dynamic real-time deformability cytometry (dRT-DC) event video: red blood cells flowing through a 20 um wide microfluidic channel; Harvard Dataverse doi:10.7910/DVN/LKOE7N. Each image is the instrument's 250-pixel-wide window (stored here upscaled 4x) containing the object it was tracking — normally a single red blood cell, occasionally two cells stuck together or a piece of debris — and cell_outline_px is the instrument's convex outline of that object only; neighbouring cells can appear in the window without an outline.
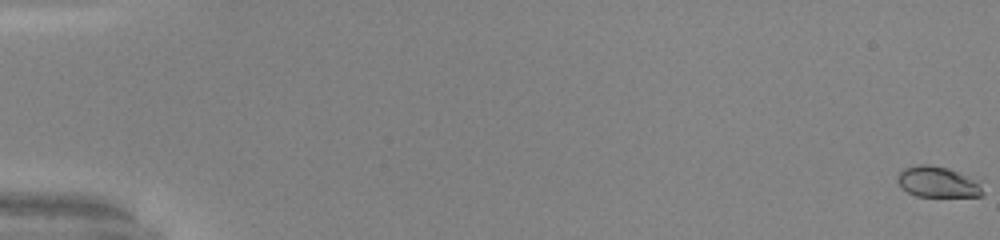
{"species": "common noctule bat (a hibernating species)", "species_latin": "Nyctalus noctula", "temperature_condition": "warm", "stored_images_in_passage": 53, "camera_frame_rate_fps": 3000, "um_per_image_px": 0.085, "animal": {"sex": "male", "body_mass_g": 20.0, "forearm_length_mm": 53.3}, "frame": {"image": 1, "passage_image": 1, "time_ms": 0.0, "image_size_px": [1000, 240], "cell_outline_px": [[984, 196], [916, 196], [900, 188], [896, 180], [896, 176], [904, 168], [916, 164], [928, 164], [948, 168], [984, 180]], "centroid_in_image_um": [79.78, 15.46], "position_along_channel_um": 5.2, "area_um2": 16.01}}
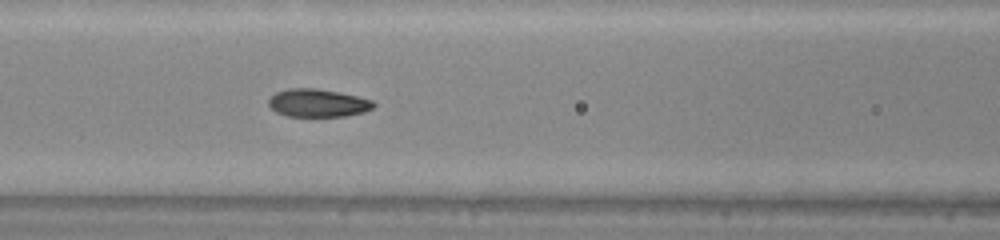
{"frame": {"image": 2, "passage_image": 25, "time_ms": 8.0, "image_size_px": [1000, 240], "cell_outline_px": [[376, 104], [372, 108], [364, 112], [344, 116], [288, 116], [276, 112], [268, 104], [268, 100], [276, 92], [288, 88], [316, 88], [340, 92], [372, 100]], "centroid_in_image_um": [27.01, 8.75], "position_along_channel_um": 139.6, "area_um2": 17.05}}
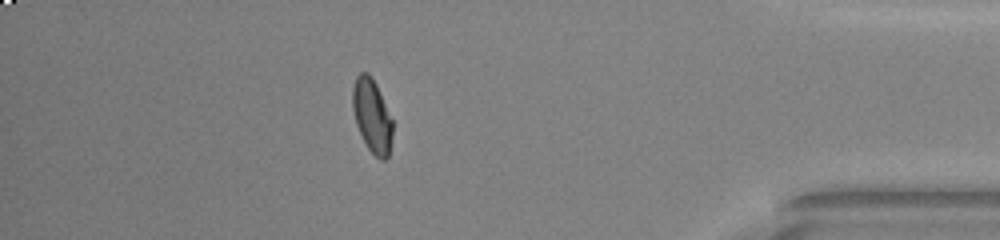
{"frame": {"image": 3, "passage_image": 47, "time_ms": 15.333, "image_size_px": [1000, 240], "cell_outline_px": [[392, 136], [388, 156], [384, 160], [380, 160], [368, 148], [356, 124], [352, 108], [352, 88], [356, 76], [360, 72], [368, 72], [372, 76], [376, 84], [392, 120]], "centroid_in_image_um": [31.6, 9.81], "position_along_channel_um": 403.6, "area_um2": 16.99}, "authors_computed_cell_mechanics": {"area_um2": 16.9932, "velocity_mm_per_s": 4.1029, "shape_relaxation_time_tau1_ms": 8.6324, "shape_relaxation_time_tau2_ms": null, "deformation_change_tau1": 0.2647, "deformation_change_tau2": null}}